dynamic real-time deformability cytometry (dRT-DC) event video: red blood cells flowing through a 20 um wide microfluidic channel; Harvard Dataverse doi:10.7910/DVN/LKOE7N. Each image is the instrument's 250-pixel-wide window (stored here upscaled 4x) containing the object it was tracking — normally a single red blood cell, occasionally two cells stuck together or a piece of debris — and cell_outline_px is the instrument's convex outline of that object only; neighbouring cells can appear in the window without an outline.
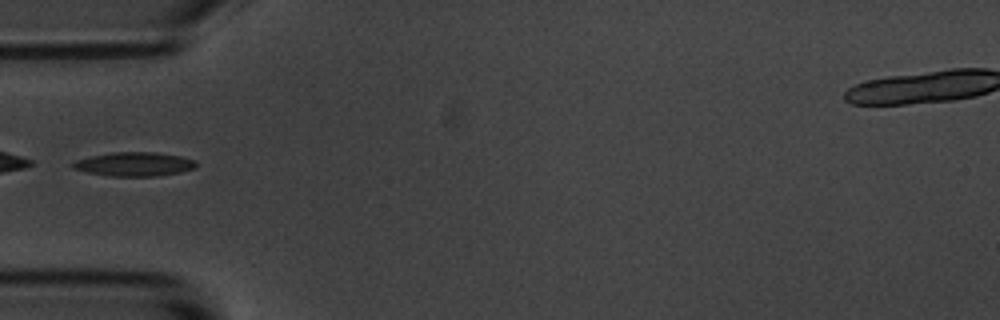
{"species": "common noctule bat (a hibernating species)", "species_latin": "Nyctalus noctula", "temperature_condition": "room temperature", "stored_images_in_passage": 2, "camera_frame_rate_fps": 3000, "um_per_image_px": 0.085, "animal": {"sex": "male", "body_mass_g": 20.1, "forearm_length_mm": 53.5}, "frame": {"image": 1, "passage_image": 2, "time_ms": 1.0, "image_size_px": [1000, 320], "cell_outline_px": [[196, 168], [180, 172], [156, 176], [108, 176], [88, 172], [72, 168], [72, 164], [76, 160], [92, 156], [112, 152], [156, 152], [180, 156], [196, 160]], "centroid_in_image_um": [11.44, 13.95], "position_along_channel_um": 73.6, "area_um2": 17.17}}